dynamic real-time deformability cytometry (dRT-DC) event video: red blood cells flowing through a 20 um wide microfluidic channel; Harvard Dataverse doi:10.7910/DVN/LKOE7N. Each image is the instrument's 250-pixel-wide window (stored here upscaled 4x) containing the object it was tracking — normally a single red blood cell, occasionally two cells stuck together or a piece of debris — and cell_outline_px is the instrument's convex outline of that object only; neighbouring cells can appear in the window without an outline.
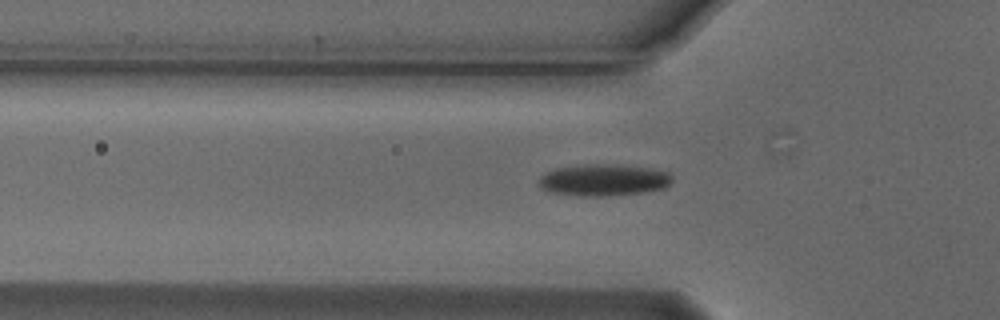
{"species": "Egyptian fruit bat (a non-hibernating species)", "species_latin": "Rousettus aegyptiacus", "temperature_condition": "cold", "stored_images_in_passage": 49, "camera_frame_rate_fps": 3000, "um_per_image_px": 0.085, "animal": {"sex": "male"}, "frame": {"image": 1, "passage_image": 17, "time_ms": 5.333, "image_size_px": [1000, 320], "cell_outline_px": [[672, 180], [664, 188], [644, 192], [608, 196], [576, 196], [552, 192], [540, 188], [540, 176], [556, 168], [584, 164], [616, 164], [652, 168], [668, 172], [672, 176]], "centroid_in_image_um": [51.32, 15.3], "position_along_channel_um": 74.5, "area_um2": 24.74}}
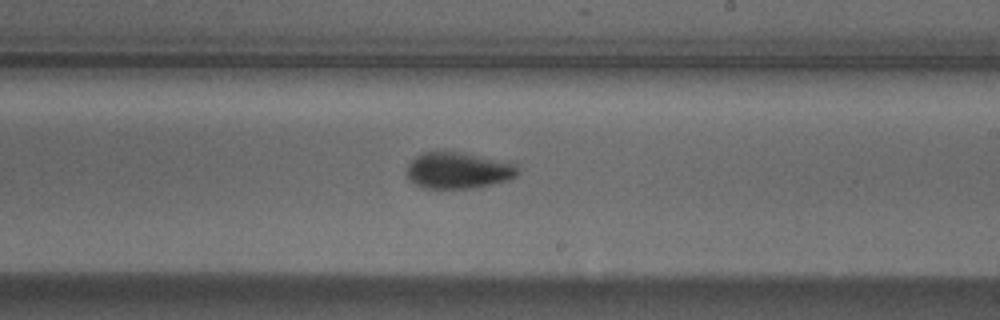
{"frame": {"image": 2, "passage_image": 31, "time_ms": 10.0, "image_size_px": [1000, 320], "cell_outline_px": [[520, 172], [516, 176], [508, 180], [492, 184], [472, 188], [420, 188], [412, 184], [408, 180], [404, 172], [408, 164], [416, 156], [424, 152], [444, 148], [464, 152], [516, 164]], "centroid_in_image_um": [38.87, 14.46], "position_along_channel_um": 250.1, "area_um2": 24.39}}
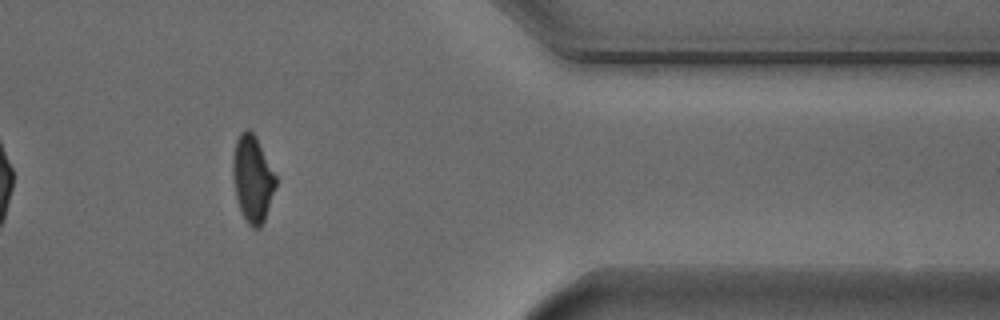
{"frame": {"image": 3, "passage_image": 44, "time_ms": 14.333, "image_size_px": [1000, 320], "cell_outline_px": [[276, 184], [264, 220], [260, 228], [252, 228], [248, 224], [240, 208], [236, 196], [232, 176], [232, 160], [236, 140], [240, 132], [248, 128], [256, 136], [276, 176]], "centroid_in_image_um": [21.45, 15.16], "position_along_channel_um": 390.0, "area_um2": 21.44}, "authors_computed_cell_mechanics": {"area_um2": 22.7154, "velocity_mm_per_s": 3.7592, "shape_relaxation_time_tau1_ms": 5.1124, "shape_relaxation_time_tau2_ms": 3.1448, "deformation_change_tau1": 0.1537, "deformation_change_tau2": 0.0856}}